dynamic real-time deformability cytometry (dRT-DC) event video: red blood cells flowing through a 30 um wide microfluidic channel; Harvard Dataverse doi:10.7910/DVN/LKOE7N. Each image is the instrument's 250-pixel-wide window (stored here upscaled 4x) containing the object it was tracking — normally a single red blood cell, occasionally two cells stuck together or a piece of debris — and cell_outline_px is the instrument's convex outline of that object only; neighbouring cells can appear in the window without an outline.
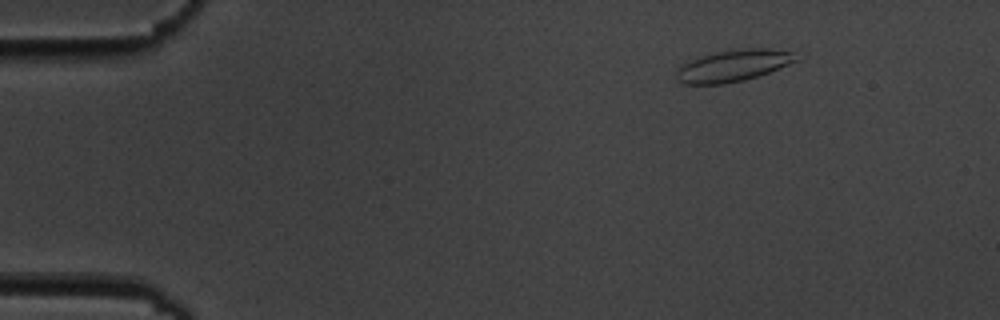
{"species": "common noctule bat (a hibernating species)", "species_latin": "Nyctalus noctula", "temperature_condition": "cold", "stored_images_in_passage": 3, "camera_frame_rate_fps": 3000, "um_per_image_px": 0.085, "animal": {"sex": "male", "body_mass_g": 19.5, "forearm_length_mm": 54.6}, "frame": {"image": 1, "passage_image": 1, "time_ms": 0.0, "image_size_px": [1000, 320], "cell_outline_px": [[800, 60], [768, 72], [744, 80], [724, 84], [684, 84], [676, 80], [676, 72], [688, 60], [696, 56], [716, 52], [744, 48], [768, 48], [792, 52]], "centroid_in_image_um": [62.29, 5.58], "position_along_channel_um": 22.7, "area_um2": 22.08}}
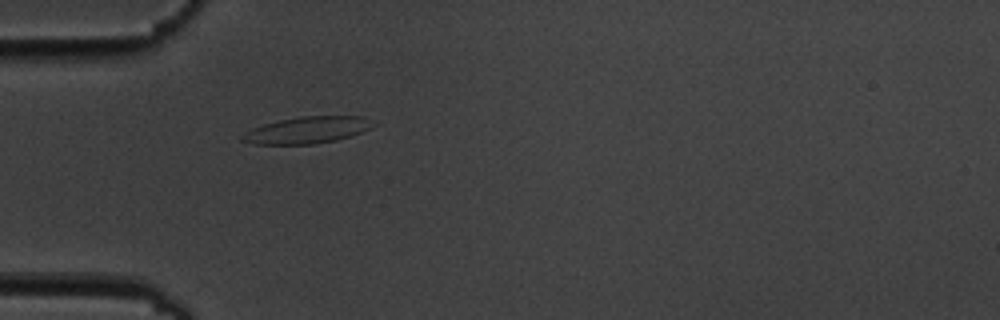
{"frame": {"image": 2, "passage_image": 3, "time_ms": 3.333, "image_size_px": [1000, 320], "cell_outline_px": [[376, 124], [360, 132], [336, 140], [312, 144], [252, 144], [240, 140], [240, 136], [244, 132], [252, 128], [264, 124], [280, 120], [300, 116], [364, 116]], "centroid_in_image_um": [26.05, 11.05], "position_along_channel_um": 58.9, "area_um2": 20.23}}